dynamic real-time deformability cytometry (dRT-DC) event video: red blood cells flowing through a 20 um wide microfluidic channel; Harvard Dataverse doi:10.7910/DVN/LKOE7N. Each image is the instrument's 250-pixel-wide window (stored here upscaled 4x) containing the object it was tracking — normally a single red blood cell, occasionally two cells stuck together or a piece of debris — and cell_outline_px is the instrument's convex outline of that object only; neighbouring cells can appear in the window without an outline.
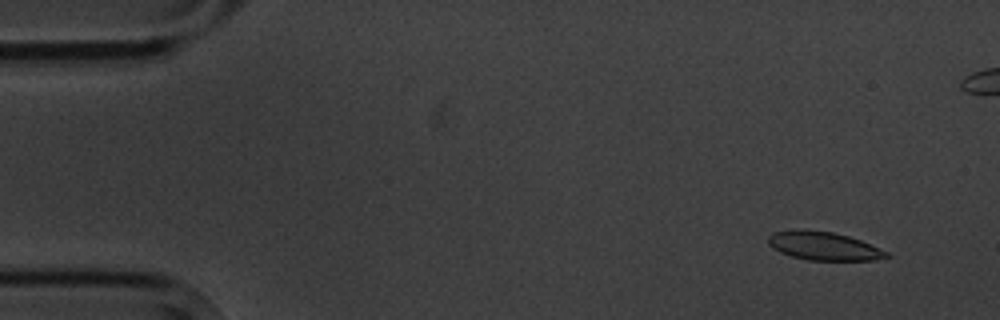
{"species": "common noctule bat (a hibernating species)", "species_latin": "Nyctalus noctula", "temperature_condition": "cold", "stored_images_in_passage": 7, "segment_of_instrument_passage": [1, 2], "camera_frame_rate_fps": 3000, "um_per_image_px": 0.085, "animal": {"sex": "male", "body_mass_g": 20.1, "forearm_length_mm": 53.5}, "frame": {"image": 1, "passage_image": 1, "time_ms": 0.0, "image_size_px": [1000, 320], "cell_outline_px": [[892, 256], [872, 260], [808, 260], [792, 256], [780, 252], [772, 248], [768, 244], [768, 236], [772, 232], [804, 228], [832, 232], [848, 236], [860, 240], [888, 252]], "centroid_in_image_um": [69.97, 20.89], "position_along_channel_um": 15.0, "area_um2": 19.65}}
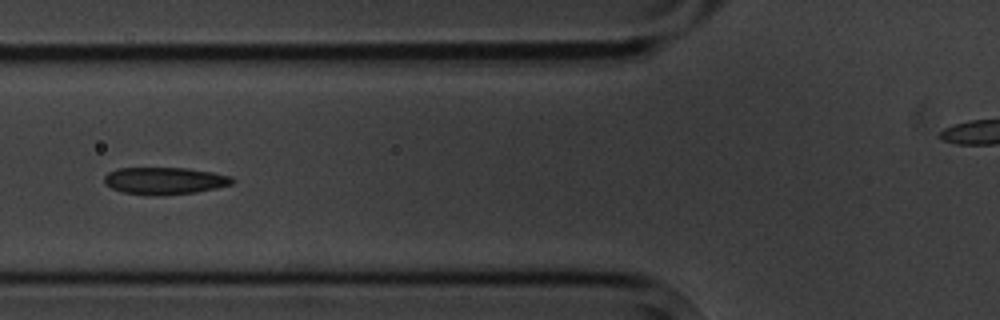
{"frame": {"image": 2, "passage_image": 6, "time_ms": 5.667, "image_size_px": [1000, 320], "cell_outline_px": [[232, 184], [216, 188], [196, 192], [156, 196], [148, 196], [120, 192], [104, 184], [104, 176], [108, 172], [116, 168], [188, 168], [212, 172], [232, 176]], "centroid_in_image_um": [13.94, 15.37], "position_along_channel_um": 111.9, "area_um2": 20.46}}